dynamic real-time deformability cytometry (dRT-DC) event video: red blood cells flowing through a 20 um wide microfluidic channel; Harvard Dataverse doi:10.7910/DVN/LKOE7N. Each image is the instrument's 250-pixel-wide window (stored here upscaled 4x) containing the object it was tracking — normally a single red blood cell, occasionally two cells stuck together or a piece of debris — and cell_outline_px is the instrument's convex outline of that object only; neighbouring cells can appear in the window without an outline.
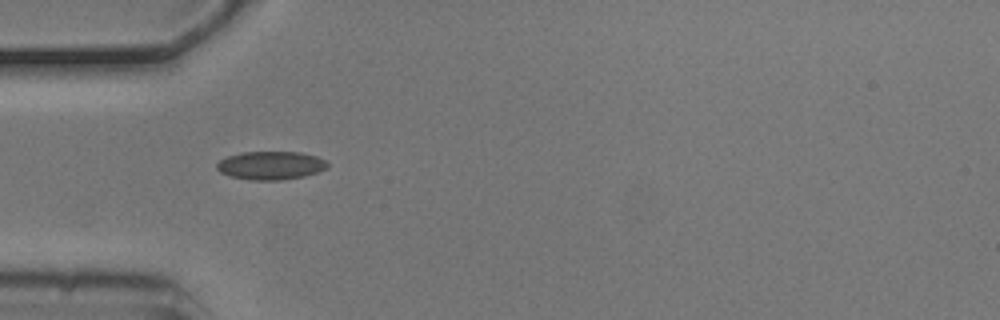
{"species": "common noctule bat (a hibernating species)", "species_latin": "Nyctalus noctula", "temperature_condition": "cold", "stored_images_in_passage": 4, "camera_frame_rate_fps": 3000, "um_per_image_px": 0.085, "animal": {"sex": "male", "body_mass_g": 20.5, "forearm_length_mm": 52.5}, "frame": {"image": 1, "passage_image": 3, "time_ms": 0.667, "image_size_px": [1000, 320], "cell_outline_px": [[328, 168], [304, 176], [280, 180], [252, 180], [232, 176], [220, 172], [216, 168], [216, 164], [220, 160], [228, 156], [244, 152], [300, 152], [316, 156], [324, 160], [328, 164]], "centroid_in_image_um": [23.01, 14.06], "position_along_channel_um": 62.0, "area_um2": 18.09}}
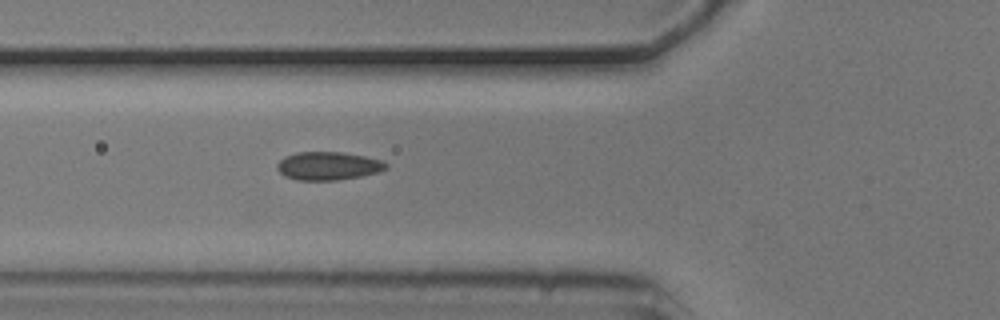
{"frame": {"image": 2, "passage_image": 4, "time_ms": 1.0, "image_size_px": [1000, 320], "cell_outline_px": [[388, 168], [380, 172], [360, 176], [336, 180], [296, 180], [284, 176], [276, 168], [276, 164], [284, 156], [296, 152], [344, 152], [384, 160], [388, 164]], "centroid_in_image_um": [27.9, 14.09], "position_along_channel_um": 97.9, "area_um2": 18.15}}